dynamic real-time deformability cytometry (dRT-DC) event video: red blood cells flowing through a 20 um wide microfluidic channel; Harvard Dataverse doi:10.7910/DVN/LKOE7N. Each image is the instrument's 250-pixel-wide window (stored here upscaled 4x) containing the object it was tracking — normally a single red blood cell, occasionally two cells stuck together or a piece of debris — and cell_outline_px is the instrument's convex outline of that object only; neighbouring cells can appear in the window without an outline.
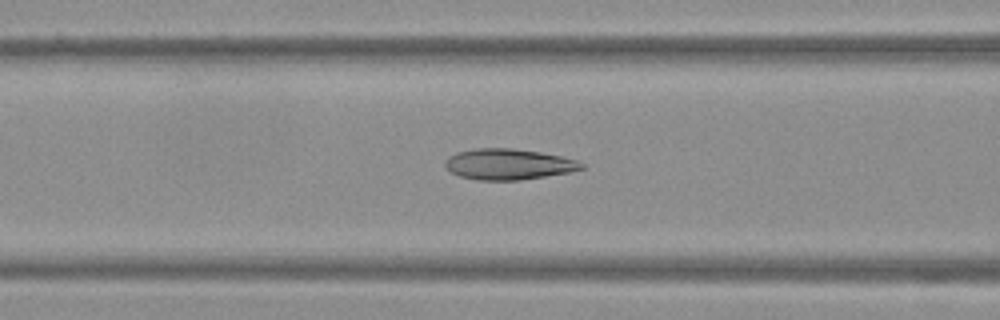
{"species": "Egyptian fruit bat (a non-hibernating species)", "species_latin": "Rousettus aegyptiacus", "temperature_condition": "warm", "stored_images_in_passage": 39, "camera_frame_rate_fps": 3000, "um_per_image_px": 0.085, "frame": {"image": 1, "passage_image": 9, "time_ms": 2.667, "image_size_px": [1000, 320], "cell_outline_px": [[584, 168], [568, 172], [520, 180], [476, 180], [460, 176], [452, 172], [444, 164], [444, 160], [448, 156], [456, 152], [476, 148], [512, 148], [540, 152], [560, 156], [576, 160], [584, 164]], "centroid_in_image_um": [43.18, 13.95], "position_along_channel_um": 123.4, "area_um2": 24.39}}
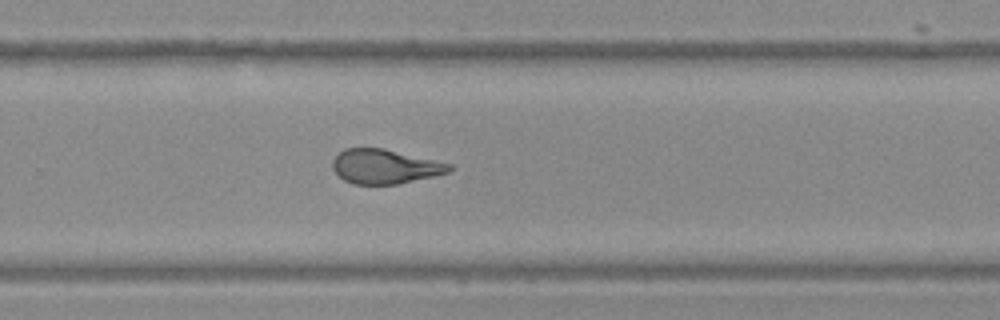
{"frame": {"image": 2, "passage_image": 22, "time_ms": 7.0, "image_size_px": [1000, 320], "cell_outline_px": [[456, 168], [448, 172], [432, 176], [396, 184], [352, 184], [344, 180], [332, 168], [332, 160], [344, 148], [384, 148], [452, 164]], "centroid_in_image_um": [32.71, 14.14], "position_along_channel_um": 297.1, "area_um2": 23.29}}
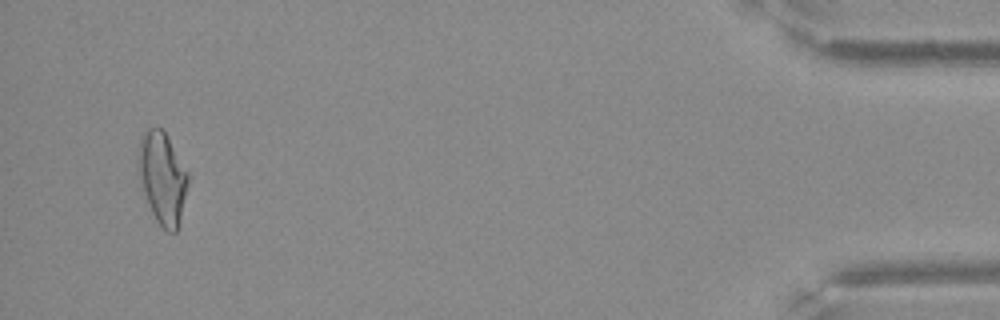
{"frame": {"image": 3, "passage_image": 37, "time_ms": 12.0, "image_size_px": [1000, 320], "cell_outline_px": [[188, 184], [180, 224], [176, 232], [168, 232], [156, 220], [152, 212], [144, 192], [136, 168], [136, 160], [140, 140], [144, 132], [148, 128], [160, 128], [164, 132], [188, 172]], "centroid_in_image_um": [13.79, 15.14], "position_along_channel_um": 421.4, "area_um2": 26.47}}